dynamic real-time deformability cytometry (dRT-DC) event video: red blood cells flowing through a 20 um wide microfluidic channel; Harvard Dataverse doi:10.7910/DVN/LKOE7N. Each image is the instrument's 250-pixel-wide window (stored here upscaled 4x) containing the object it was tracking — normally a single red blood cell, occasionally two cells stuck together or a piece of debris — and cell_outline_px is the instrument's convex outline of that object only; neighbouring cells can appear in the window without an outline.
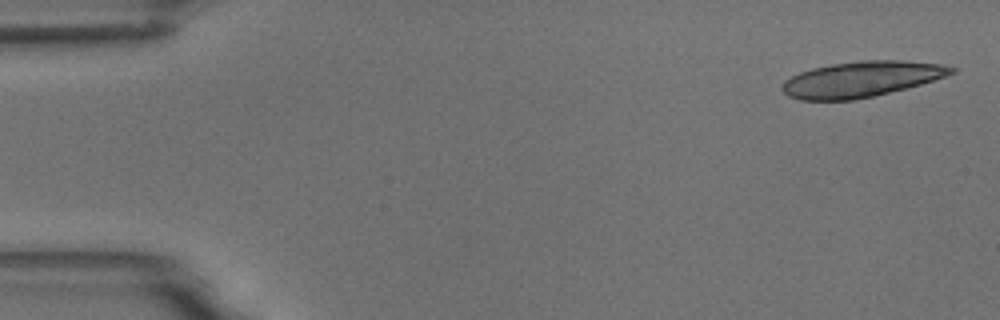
{"species": "common noctule bat (a hibernating species)", "species_latin": "Nyctalus noctula", "temperature_condition": "room temperature", "stored_images_in_passage": 5, "camera_frame_rate_fps": 3000, "um_per_image_px": 0.085, "animal": {"sex": "male", "body_mass_g": 18.8}, "frame": {"image": 1, "passage_image": 1, "time_ms": 0.0, "image_size_px": [1000, 320], "cell_outline_px": [[956, 72], [920, 84], [872, 96], [852, 100], [800, 100], [788, 96], [780, 88], [784, 80], [800, 72], [812, 68], [832, 64], [860, 60], [900, 60], [944, 64], [956, 68]], "centroid_in_image_um": [73.18, 6.72], "position_along_channel_um": 11.8, "area_um2": 34.91}}